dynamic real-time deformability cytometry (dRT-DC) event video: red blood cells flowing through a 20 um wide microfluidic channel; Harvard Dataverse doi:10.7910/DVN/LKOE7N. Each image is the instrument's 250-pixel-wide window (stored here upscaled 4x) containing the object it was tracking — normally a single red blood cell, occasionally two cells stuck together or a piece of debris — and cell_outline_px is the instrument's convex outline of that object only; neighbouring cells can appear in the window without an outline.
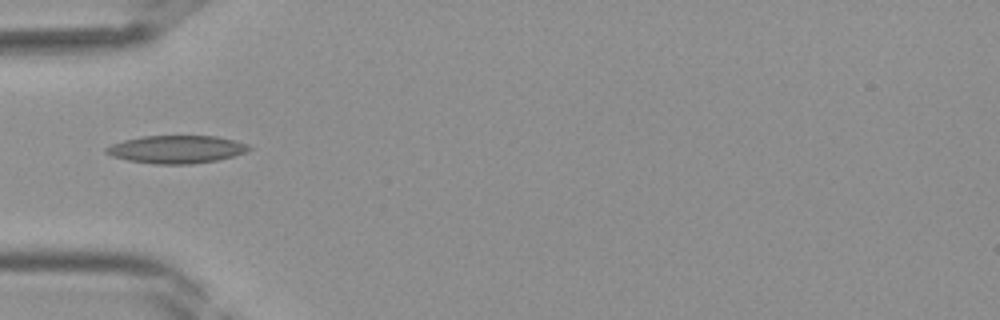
{"species": "Egyptian fruit bat (a non-hibernating species)", "species_latin": "Rousettus aegyptiacus", "temperature_condition": "room temperature", "stored_images_in_passage": 17, "camera_frame_rate_fps": 3000, "um_per_image_px": 0.085, "frame": {"image": 1, "passage_image": 1, "time_ms": 0.0, "image_size_px": [1000, 320], "cell_outline_px": [[252, 148], [248, 152], [216, 160], [192, 164], [156, 164], [128, 160], [112, 156], [104, 152], [104, 148], [112, 144], [124, 140], [144, 136], [216, 136], [236, 140], [248, 144]], "centroid_in_image_um": [15.02, 12.69], "position_along_channel_um": 70.0, "area_um2": 23.18}}
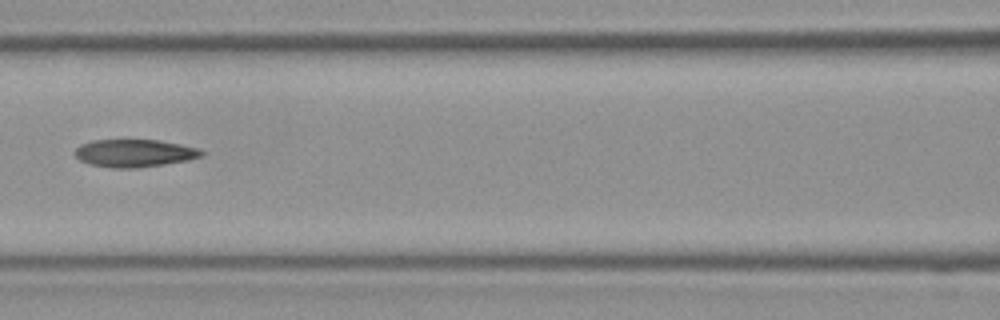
{"frame": {"image": 2, "passage_image": 6, "time_ms": 1.667, "image_size_px": [1000, 320], "cell_outline_px": [[204, 156], [188, 160], [164, 164], [136, 168], [112, 168], [88, 164], [80, 160], [72, 152], [80, 144], [92, 140], [160, 140], [200, 148], [204, 152]], "centroid_in_image_um": [11.42, 13.02], "position_along_channel_um": 155.2, "area_um2": 20.63}}
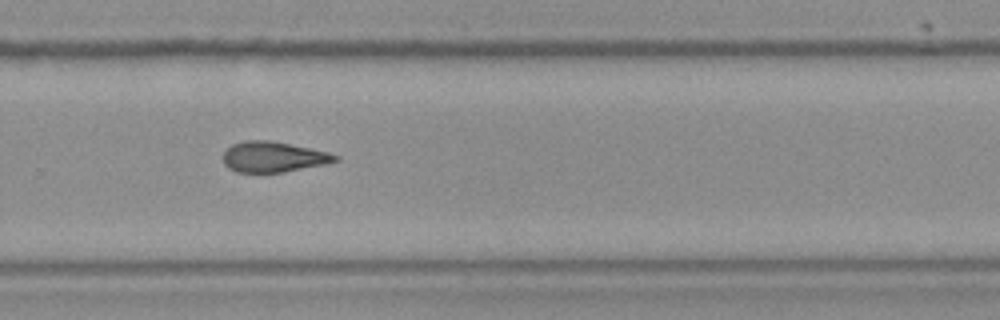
{"frame": {"image": 3, "passage_image": 15, "time_ms": 4.667, "image_size_px": [1000, 320], "cell_outline_px": [[340, 160], [328, 164], [280, 172], [236, 172], [228, 168], [224, 164], [224, 152], [232, 144], [244, 140], [268, 140], [328, 152], [340, 156]], "centroid_in_image_um": [23.24, 13.34], "position_along_channel_um": 306.6, "area_um2": 19.83}}